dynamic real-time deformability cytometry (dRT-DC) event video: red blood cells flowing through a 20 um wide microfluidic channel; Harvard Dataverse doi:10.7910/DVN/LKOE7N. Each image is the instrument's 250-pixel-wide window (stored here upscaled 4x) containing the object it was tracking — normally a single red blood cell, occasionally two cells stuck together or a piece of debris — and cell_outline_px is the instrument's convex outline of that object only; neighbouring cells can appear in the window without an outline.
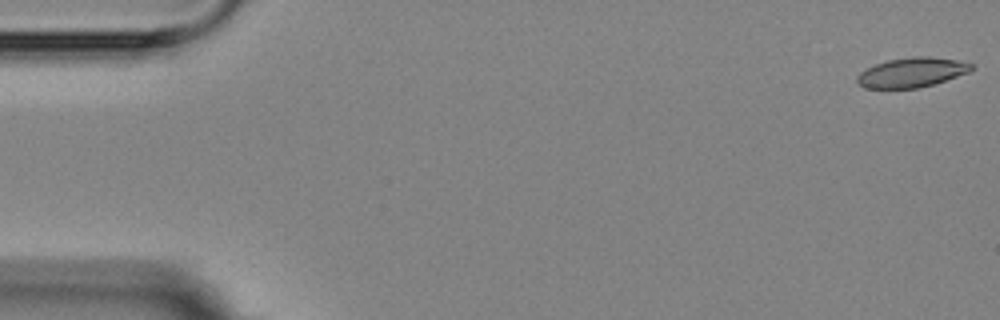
{"species": "Egyptian fruit bat (a non-hibernating species)", "species_latin": "Rousettus aegyptiacus", "temperature_condition": "room temperature", "stored_images_in_passage": 2, "camera_frame_rate_fps": 3000, "um_per_image_px": 0.085, "animal": {"sex": "female"}, "frame": {"image": 1, "passage_image": 2, "time_ms": 1.333, "image_size_px": [1000, 320], "cell_outline_px": [[976, 68], [968, 72], [920, 88], [864, 88], [856, 80], [856, 76], [860, 72], [876, 64], [888, 60], [912, 56], [928, 56], [956, 60], [976, 64]], "centroid_in_image_um": [77.52, 6.15], "position_along_channel_um": 7.5, "area_um2": 19.65}}